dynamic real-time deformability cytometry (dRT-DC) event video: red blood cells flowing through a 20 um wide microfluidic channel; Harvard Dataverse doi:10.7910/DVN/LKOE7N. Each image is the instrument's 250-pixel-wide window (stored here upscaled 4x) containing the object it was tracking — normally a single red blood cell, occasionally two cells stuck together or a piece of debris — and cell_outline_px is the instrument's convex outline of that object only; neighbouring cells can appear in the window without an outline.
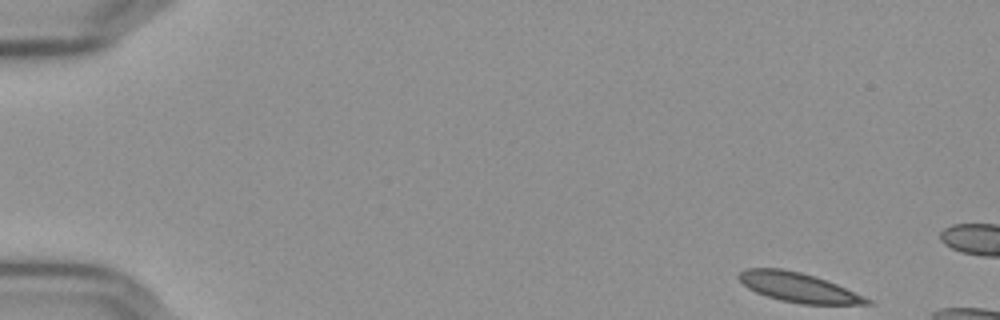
{"species": "Egyptian fruit bat (a non-hibernating species)", "species_latin": "Rousettus aegyptiacus", "temperature_condition": "cold", "stored_images_in_passage": 11, "camera_frame_rate_fps": 3000, "um_per_image_px": 0.085, "frame": {"image": 1, "passage_image": 1, "time_ms": 0.0, "image_size_px": [1000, 320], "cell_outline_px": [[876, 304], [800, 304], [780, 300], [756, 292], [748, 288], [736, 276], [744, 268], [784, 268], [816, 276], [836, 284], [872, 300]], "centroid_in_image_um": [67.85, 24.42], "position_along_channel_um": 17.2, "area_um2": 21.91}}